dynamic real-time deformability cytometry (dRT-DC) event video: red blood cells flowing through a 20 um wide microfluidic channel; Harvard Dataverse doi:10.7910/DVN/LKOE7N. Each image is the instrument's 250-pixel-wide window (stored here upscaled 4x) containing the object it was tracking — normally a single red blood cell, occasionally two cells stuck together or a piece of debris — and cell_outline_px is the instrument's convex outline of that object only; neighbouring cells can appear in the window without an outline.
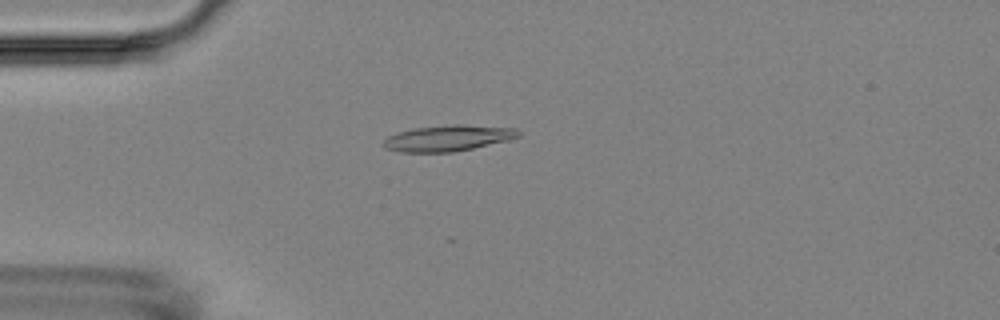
{"species": "Egyptian fruit bat (a non-hibernating species)", "species_latin": "Rousettus aegyptiacus", "temperature_condition": "room temperature", "stored_images_in_passage": 7, "camera_frame_rate_fps": 3000, "um_per_image_px": 0.085, "animal": {"sex": "female"}, "frame": {"image": 1, "passage_image": 5, "time_ms": 4.667, "image_size_px": [1000, 320], "cell_outline_px": [[520, 136], [508, 140], [472, 148], [452, 152], [400, 152], [384, 148], [380, 144], [388, 136], [396, 132], [416, 128], [456, 124], [460, 124], [516, 128], [520, 132]], "centroid_in_image_um": [38.04, 11.74], "position_along_channel_um": 47.0, "area_um2": 20.4}}